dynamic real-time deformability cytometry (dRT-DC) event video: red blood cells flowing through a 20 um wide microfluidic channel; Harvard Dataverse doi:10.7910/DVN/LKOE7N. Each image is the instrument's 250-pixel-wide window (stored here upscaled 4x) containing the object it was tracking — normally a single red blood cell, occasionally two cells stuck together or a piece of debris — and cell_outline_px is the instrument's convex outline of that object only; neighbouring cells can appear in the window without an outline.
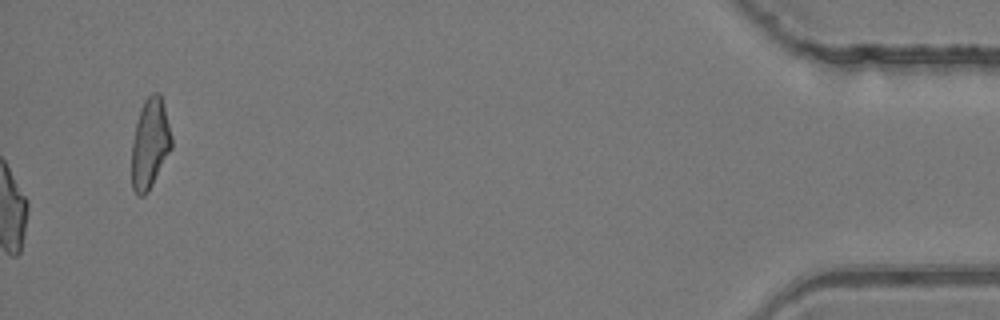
{"species": "common noctule bat (a hibernating species)", "species_latin": "Nyctalus noctula", "temperature_condition": "room temperature", "stored_images_in_passage": 51, "camera_frame_rate_fps": 3000, "um_per_image_px": 0.085, "animal": {"sex": "female", "body_mass_g": 24.6, "forearm_length_mm": 56.2}, "frame": {"image": 1, "passage_image": 51, "time_ms": 16.667, "image_size_px": [1000, 320], "cell_outline_px": [[172, 148], [148, 192], [144, 196], [136, 196], [132, 188], [132, 140], [140, 108], [144, 100], [152, 92], [160, 92], [172, 136]], "centroid_in_image_um": [12.74, 12.21], "position_along_channel_um": 422.5, "area_um2": 21.04}, "authors_computed_cell_mechanics": {"area_um2": 22.253, "velocity_mm_per_s": 4.1853, "shape_relaxation_time_tau1_ms": null, "shape_relaxation_time_tau2_ms": 2.2929, "deformation_change_tau1": null, "deformation_change_tau2": 0.0968}}